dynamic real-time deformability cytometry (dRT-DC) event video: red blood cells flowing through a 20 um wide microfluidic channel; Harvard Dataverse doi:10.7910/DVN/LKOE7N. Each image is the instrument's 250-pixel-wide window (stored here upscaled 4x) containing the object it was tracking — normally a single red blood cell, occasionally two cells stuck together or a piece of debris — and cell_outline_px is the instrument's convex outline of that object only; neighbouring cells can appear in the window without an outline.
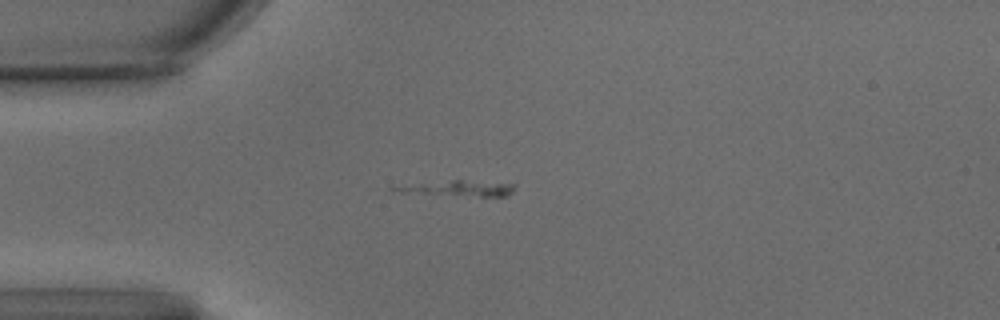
{"species": "common noctule bat (a hibernating species)", "species_latin": "Nyctalus noctula", "temperature_condition": "warm", "stored_images_in_passage": 29, "camera_frame_rate_fps": 3000, "um_per_image_px": 0.085, "animal": {"sex": "male", "body_mass_g": 15.6}, "frame": {"image": 1, "passage_image": 3, "time_ms": 0.667, "image_size_px": [1000, 320], "cell_outline_px": [[516, 184], [512, 192], [508, 196], [480, 196], [392, 192], [388, 188], [392, 184], [452, 180], [460, 180]], "centroid_in_image_um": [38.73, 15.99], "position_along_channel_um": 46.3, "area_um2": 11.21}}